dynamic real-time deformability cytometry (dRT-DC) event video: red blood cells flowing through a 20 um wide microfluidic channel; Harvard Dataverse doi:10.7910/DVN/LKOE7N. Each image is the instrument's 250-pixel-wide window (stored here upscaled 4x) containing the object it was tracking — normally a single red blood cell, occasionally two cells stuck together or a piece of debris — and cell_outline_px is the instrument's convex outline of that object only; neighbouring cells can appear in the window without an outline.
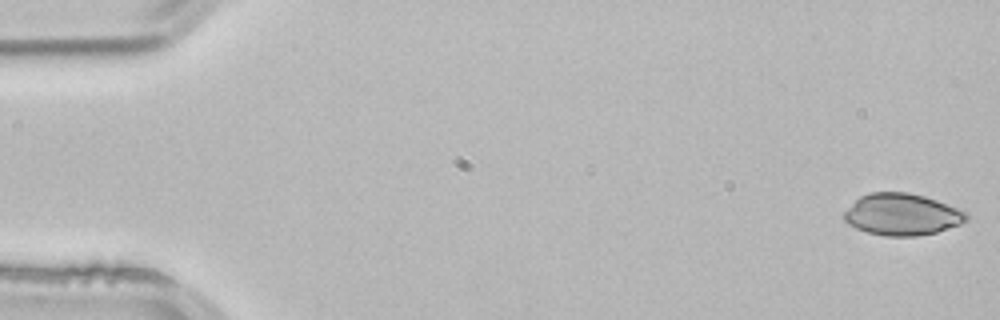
{"species": "common noctule bat (a hibernating species)", "species_latin": "Nyctalus noctula", "temperature_condition": "room temperature", "stored_images_in_passage": 4, "camera_frame_rate_fps": 3000, "um_per_image_px": 0.085, "animal": {"sex": "male", "body_mass_g": 21.5, "forearm_length_mm": 52.0}, "frame": {"image": 1, "passage_image": 1, "time_ms": 0.0, "image_size_px": [1000, 320], "cell_outline_px": [[968, 220], [960, 224], [936, 232], [916, 236], [884, 236], [868, 232], [856, 228], [848, 224], [844, 220], [844, 212], [860, 196], [868, 192], [908, 192], [924, 196], [964, 208], [968, 212]], "centroid_in_image_um": [76.72, 18.22], "position_along_channel_um": 8.3, "area_um2": 30.06}}